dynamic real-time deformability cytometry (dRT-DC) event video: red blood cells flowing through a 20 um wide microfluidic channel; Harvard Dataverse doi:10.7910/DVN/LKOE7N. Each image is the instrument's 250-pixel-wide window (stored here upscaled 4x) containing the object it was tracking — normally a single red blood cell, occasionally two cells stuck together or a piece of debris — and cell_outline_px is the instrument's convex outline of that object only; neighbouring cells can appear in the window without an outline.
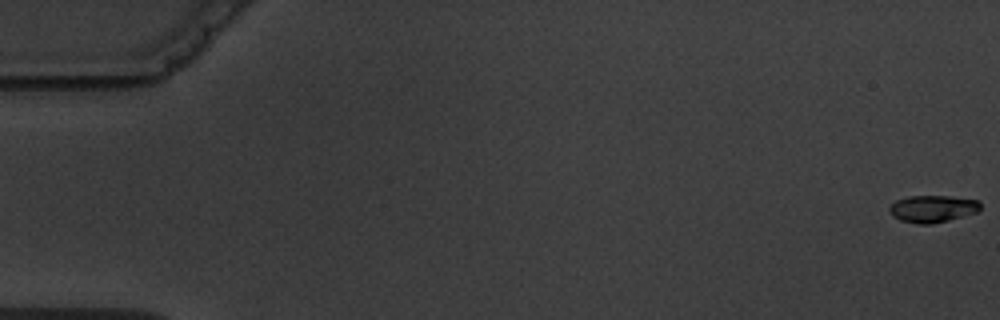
{"species": "common noctule bat (a hibernating species)", "species_latin": "Nyctalus noctula", "temperature_condition": "warm", "stored_images_in_passage": 6, "camera_frame_rate_fps": 3000, "um_per_image_px": 0.085, "animal": {"sex": "male", "body_mass_g": 19.5, "forearm_length_mm": 54.6}, "frame": {"image": 1, "passage_image": 1, "time_ms": 0.0, "image_size_px": [1000, 320], "cell_outline_px": [[980, 208], [976, 212], [948, 220], [932, 224], [916, 224], [900, 220], [892, 216], [888, 208], [896, 200], [908, 196], [948, 196], [980, 200]], "centroid_in_image_um": [79.25, 17.74], "position_along_channel_um": 5.8, "area_um2": 14.33}}
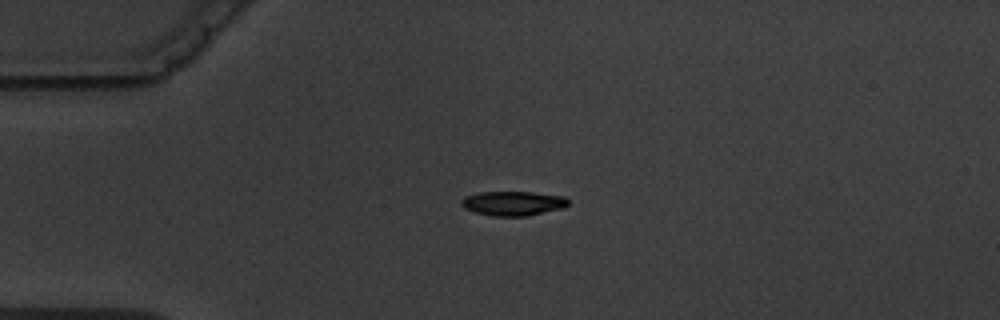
{"frame": {"image": 2, "passage_image": 5, "time_ms": 4.667, "image_size_px": [1000, 320], "cell_outline_px": [[568, 204], [564, 208], [528, 216], [492, 216], [476, 212], [464, 208], [460, 204], [460, 200], [464, 196], [476, 192], [532, 192], [564, 196], [568, 200]], "centroid_in_image_um": [43.59, 17.28], "position_along_channel_um": 41.4, "area_um2": 15.37}}